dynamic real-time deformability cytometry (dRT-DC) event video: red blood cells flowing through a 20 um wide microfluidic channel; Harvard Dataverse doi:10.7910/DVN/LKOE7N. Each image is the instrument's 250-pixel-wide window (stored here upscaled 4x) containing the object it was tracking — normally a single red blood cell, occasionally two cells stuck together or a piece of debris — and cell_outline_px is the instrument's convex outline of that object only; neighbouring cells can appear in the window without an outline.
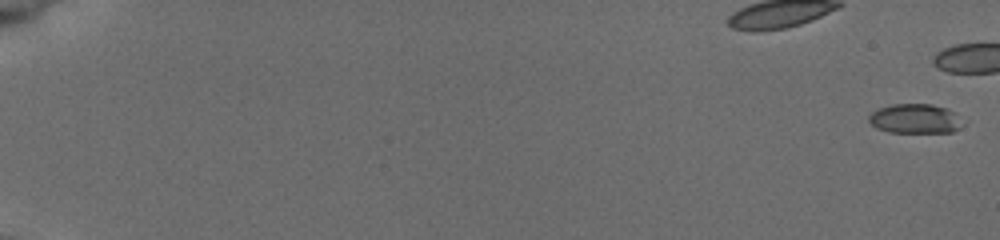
{"species": "common noctule bat (a hibernating species)", "species_latin": "Nyctalus noctula", "temperature_condition": "cold", "stored_images_in_passage": 10, "camera_frame_rate_fps": 3000, "um_per_image_px": 0.085, "animal": {"sex": "female", "body_mass_g": 19.5, "forearm_length_mm": 54.1}, "frame": {"image": 1, "passage_image": 1, "time_ms": 0.0, "image_size_px": [1000, 240], "cell_outline_px": [[968, 120], [960, 128], [952, 132], [888, 132], [876, 128], [868, 120], [868, 116], [872, 112], [880, 108], [892, 104], [932, 104], [948, 108], [956, 112]], "centroid_in_image_um": [77.89, 10.09], "position_along_channel_um": 7.1, "area_um2": 16.59}}
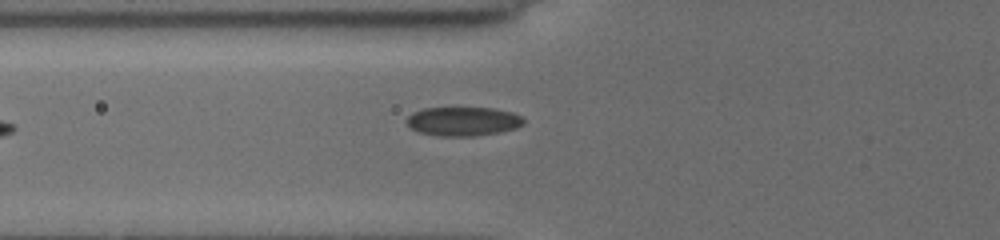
{"frame": {"image": 2, "passage_image": 10, "time_ms": 8.667, "image_size_px": [1000, 240], "cell_outline_px": [[524, 124], [516, 128], [500, 132], [476, 136], [436, 136], [420, 132], [412, 128], [404, 120], [412, 112], [424, 108], [492, 108], [512, 112], [520, 116], [524, 120]], "centroid_in_image_um": [39.35, 10.32], "position_along_channel_um": 86.4, "area_um2": 19.83}}